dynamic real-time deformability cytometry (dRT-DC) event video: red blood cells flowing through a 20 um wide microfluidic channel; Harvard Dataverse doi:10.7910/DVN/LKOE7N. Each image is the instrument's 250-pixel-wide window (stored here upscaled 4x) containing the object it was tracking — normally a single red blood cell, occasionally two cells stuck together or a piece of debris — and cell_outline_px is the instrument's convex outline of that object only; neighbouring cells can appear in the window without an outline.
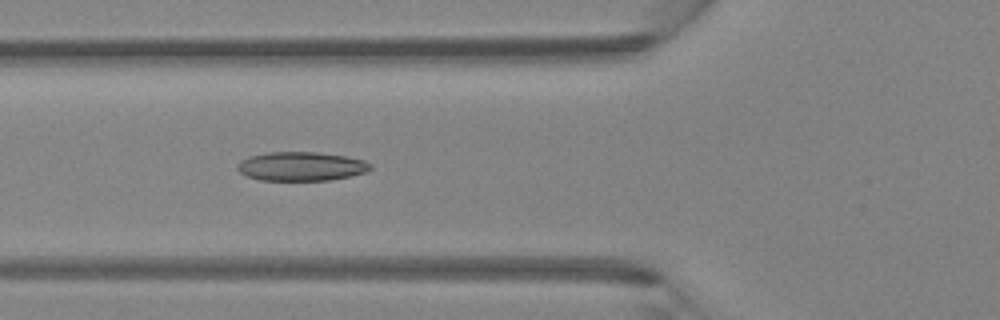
{"species": "Egyptian fruit bat (a non-hibernating species)", "species_latin": "Rousettus aegyptiacus", "temperature_condition": "room temperature", "stored_images_in_passage": 47, "camera_frame_rate_fps": 3000, "um_per_image_px": 0.085, "animal": {"sex": "female"}, "frame": {"image": 1, "passage_image": 17, "time_ms": 5.333, "image_size_px": [1000, 320], "cell_outline_px": [[372, 168], [364, 172], [352, 176], [328, 180], [260, 180], [248, 176], [240, 172], [236, 168], [236, 164], [240, 160], [248, 156], [268, 152], [316, 152], [344, 156], [364, 160], [372, 164]], "centroid_in_image_um": [25.58, 14.13], "position_along_channel_um": 100.2, "area_um2": 22.48}}
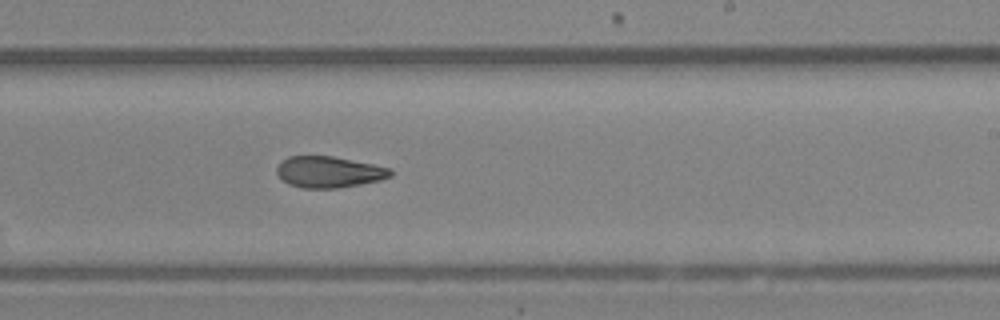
{"frame": {"image": 2, "passage_image": 28, "time_ms": 9.0, "image_size_px": [1000, 320], "cell_outline_px": [[392, 176], [380, 180], [360, 184], [336, 188], [304, 188], [288, 184], [276, 172], [276, 168], [280, 160], [288, 156], [332, 156], [392, 168]], "centroid_in_image_um": [27.95, 14.61], "position_along_channel_um": 261.1, "area_um2": 20.69}}
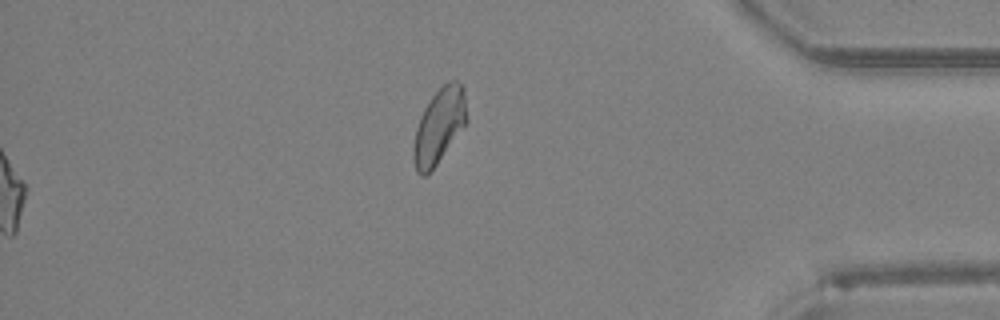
{"frame": {"image": 3, "passage_image": 47, "time_ms": 15.333, "image_size_px": [1000, 320], "cell_outline_px": [[468, 120], [436, 164], [424, 176], [420, 176], [416, 172], [412, 156], [412, 148], [416, 128], [420, 116], [424, 108], [432, 96], [448, 80], [456, 80], [464, 88]], "centroid_in_image_um": [37.31, 10.69], "position_along_channel_um": 397.9, "area_um2": 23.12}}